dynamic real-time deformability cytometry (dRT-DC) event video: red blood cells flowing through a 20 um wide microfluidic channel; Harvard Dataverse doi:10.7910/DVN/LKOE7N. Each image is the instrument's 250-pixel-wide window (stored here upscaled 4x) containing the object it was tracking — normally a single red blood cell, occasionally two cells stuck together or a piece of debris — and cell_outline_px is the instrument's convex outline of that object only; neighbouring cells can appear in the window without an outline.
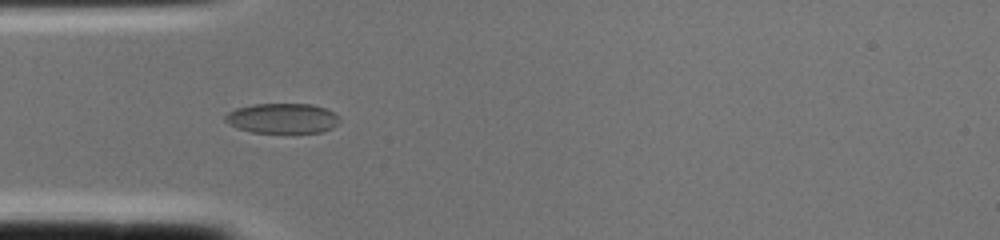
{"species": "common noctule bat (a hibernating species)", "species_latin": "Nyctalus noctula", "temperature_condition": "cold", "stored_images_in_passage": 2, "camera_frame_rate_fps": 3000, "um_per_image_px": 0.085, "animal": {"sex": "female", "body_mass_g": 22.0, "forearm_length_mm": 56.7}, "frame": {"image": 1, "passage_image": 2, "time_ms": 0.333, "image_size_px": [1000, 240], "cell_outline_px": [[340, 120], [332, 128], [324, 132], [252, 132], [236, 128], [228, 124], [224, 120], [224, 116], [228, 112], [236, 108], [252, 104], [312, 104], [324, 108], [340, 116]], "centroid_in_image_um": [23.98, 10.05], "position_along_channel_um": 61.0, "area_um2": 20.06}}